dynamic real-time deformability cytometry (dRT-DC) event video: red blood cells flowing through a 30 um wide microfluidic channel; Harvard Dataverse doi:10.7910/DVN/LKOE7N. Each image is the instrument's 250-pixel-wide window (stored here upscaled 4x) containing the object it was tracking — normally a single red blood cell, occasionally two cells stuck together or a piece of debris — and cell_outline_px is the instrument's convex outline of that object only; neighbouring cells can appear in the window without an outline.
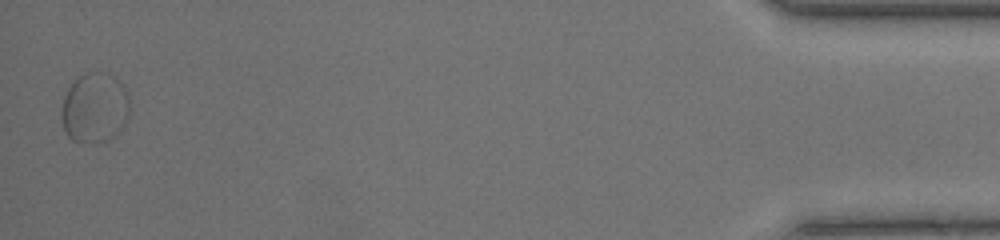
{"species": "common noctule bat (a hibernating species)", "species_latin": "Nyctalus noctula", "temperature_condition": "warm", "stored_images_in_passage": 36, "segment_of_instrument_passage": [2, 2], "camera_frame_rate_fps": 3000, "um_per_image_px": 0.085, "animal": {"sex": "female", "body_mass_g": 17.0, "forearm_length_mm": 48.0}, "frame": {"image": 1, "passage_image": 36, "time_ms": 11.667, "image_size_px": [1000, 240], "cell_outline_px": [[128, 116], [124, 124], [108, 140], [84, 144], [72, 140], [68, 136], [64, 128], [64, 96], [68, 88], [80, 76], [92, 72], [108, 72], [120, 80], [124, 84], [128, 96]], "centroid_in_image_um": [8.08, 9.15], "position_along_channel_um": 427.1, "area_um2": 27.4}}